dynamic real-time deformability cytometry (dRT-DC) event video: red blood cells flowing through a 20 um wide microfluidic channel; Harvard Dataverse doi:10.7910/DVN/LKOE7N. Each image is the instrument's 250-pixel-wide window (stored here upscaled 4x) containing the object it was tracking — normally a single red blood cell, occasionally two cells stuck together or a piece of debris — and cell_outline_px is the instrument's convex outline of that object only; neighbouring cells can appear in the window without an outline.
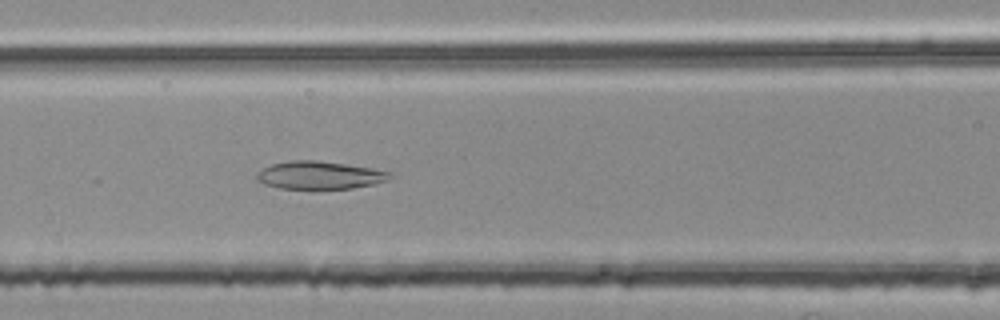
{"species": "common noctule bat (a hibernating species)", "species_latin": "Nyctalus noctula", "temperature_condition": "room temperature", "stored_images_in_passage": 53, "camera_frame_rate_fps": 3000, "um_per_image_px": 0.085, "animal": {"sex": "female", "body_mass_g": 25.1}, "frame": {"image": 1, "passage_image": 22, "time_ms": 7.0, "image_size_px": [1000, 320], "cell_outline_px": [[392, 176], [388, 180], [372, 184], [352, 188], [312, 192], [280, 188], [264, 184], [256, 176], [264, 168], [272, 164], [288, 160], [316, 160], [372, 168], [392, 172]], "centroid_in_image_um": [27.18, 14.94], "position_along_channel_um": 139.4, "area_um2": 22.25}}
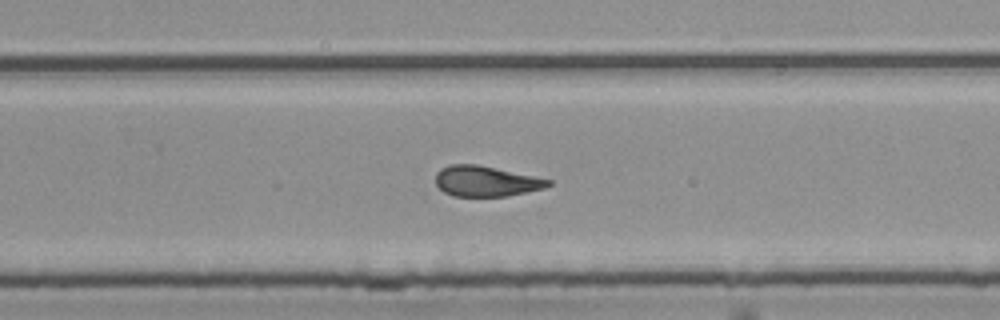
{"frame": {"image": 2, "passage_image": 34, "time_ms": 11.0, "image_size_px": [1000, 320], "cell_outline_px": [[552, 184], [544, 188], [508, 196], [452, 196], [444, 192], [436, 184], [436, 172], [440, 168], [448, 164], [476, 164], [552, 180]], "centroid_in_image_um": [41.27, 15.4], "position_along_channel_um": 288.5, "area_um2": 19.94}}
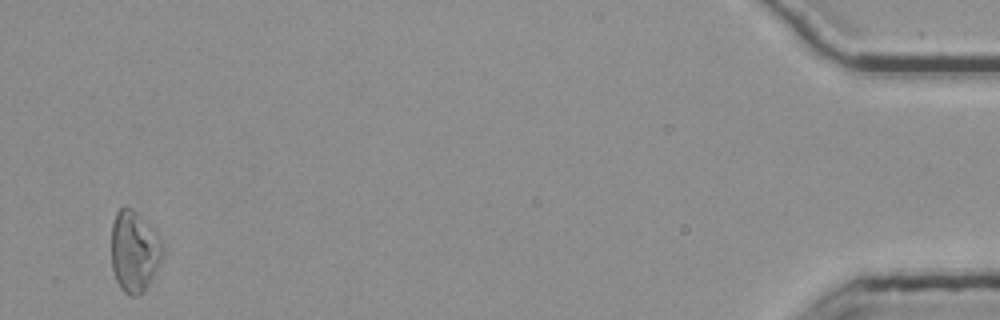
{"frame": {"image": 3, "passage_image": 52, "time_ms": 17.0, "image_size_px": [1000, 320], "cell_outline_px": [[164, 252], [144, 292], [140, 296], [132, 296], [124, 292], [120, 288], [116, 280], [112, 268], [112, 224], [116, 212], [120, 208], [132, 208], [160, 236], [164, 244]], "centroid_in_image_um": [11.42, 21.38], "position_along_channel_um": 423.8, "area_um2": 24.16}, "authors_computed_cell_mechanics": {"area_um2": 22.0218, "velocity_mm_per_s": 3.7389, "shape_relaxation_time_tau1_ms": null, "shape_relaxation_time_tau2_ms": 3.6705, "deformation_change_tau1": null, "deformation_change_tau2": 0.1301}}